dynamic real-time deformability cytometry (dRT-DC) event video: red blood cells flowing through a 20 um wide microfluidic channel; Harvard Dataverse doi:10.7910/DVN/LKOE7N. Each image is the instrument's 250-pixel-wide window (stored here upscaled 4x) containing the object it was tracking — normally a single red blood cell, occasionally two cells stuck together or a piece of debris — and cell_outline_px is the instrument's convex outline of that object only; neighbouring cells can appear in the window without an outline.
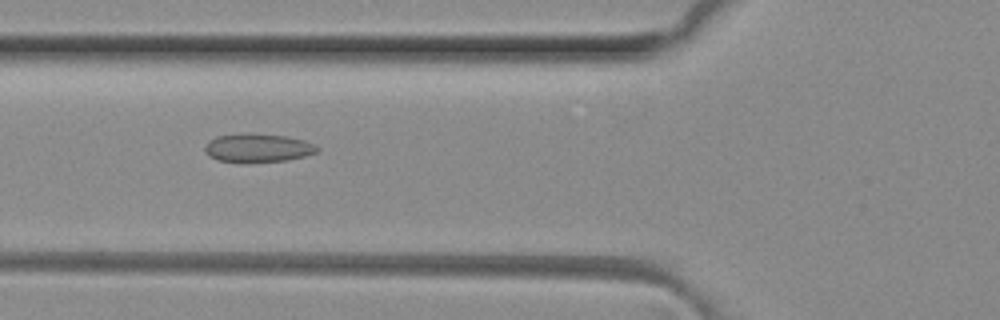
{"species": "common noctule bat (a hibernating species)", "species_latin": "Nyctalus noctula", "temperature_condition": "room temperature", "stored_images_in_passage": 8, "camera_frame_rate_fps": 3000, "um_per_image_px": 0.085, "animal": {"sex": "female", "body_mass_g": 29.2, "forearm_length_mm": 56.3}, "frame": {"image": 1, "passage_image": 6, "time_ms": 1.667, "image_size_px": [1000, 320], "cell_outline_px": [[320, 148], [316, 152], [304, 156], [288, 160], [240, 164], [220, 160], [208, 156], [204, 152], [204, 148], [208, 140], [216, 136], [240, 132], [248, 132], [284, 136], [304, 140], [316, 144]], "centroid_in_image_um": [21.86, 12.57], "position_along_channel_um": 103.9, "area_um2": 19.36}}
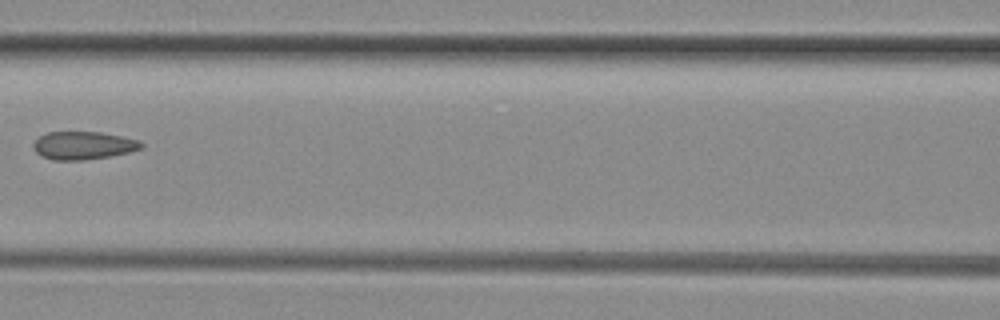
{"frame": {"image": 2, "passage_image": 7, "time_ms": 2.0, "image_size_px": [1000, 320], "cell_outline_px": [[144, 148], [112, 156], [84, 160], [52, 160], [40, 156], [32, 148], [32, 144], [40, 136], [48, 132], [100, 132], [140, 140], [144, 144]], "centroid_in_image_um": [7.08, 12.37], "position_along_channel_um": 159.5, "area_um2": 17.74}}
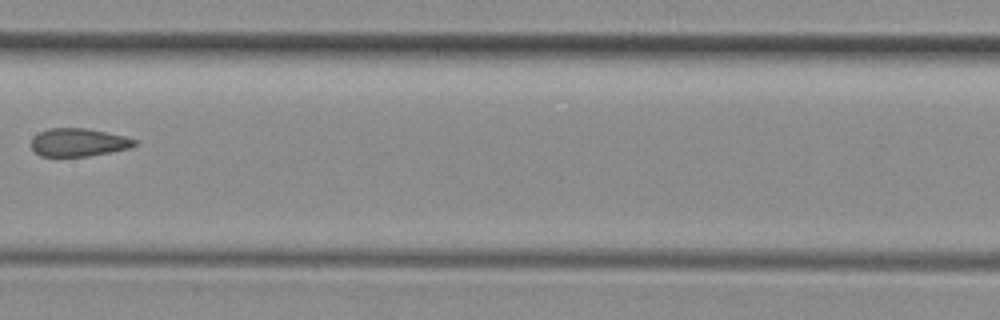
{"frame": {"image": 3, "passage_image": 8, "time_ms": 2.333, "image_size_px": [1000, 320], "cell_outline_px": [[136, 144], [132, 148], [112, 152], [88, 156], [40, 156], [32, 148], [32, 136], [48, 128], [84, 128], [124, 136], [136, 140]], "centroid_in_image_um": [6.67, 12.11], "position_along_channel_um": 200.7, "area_um2": 16.82}}